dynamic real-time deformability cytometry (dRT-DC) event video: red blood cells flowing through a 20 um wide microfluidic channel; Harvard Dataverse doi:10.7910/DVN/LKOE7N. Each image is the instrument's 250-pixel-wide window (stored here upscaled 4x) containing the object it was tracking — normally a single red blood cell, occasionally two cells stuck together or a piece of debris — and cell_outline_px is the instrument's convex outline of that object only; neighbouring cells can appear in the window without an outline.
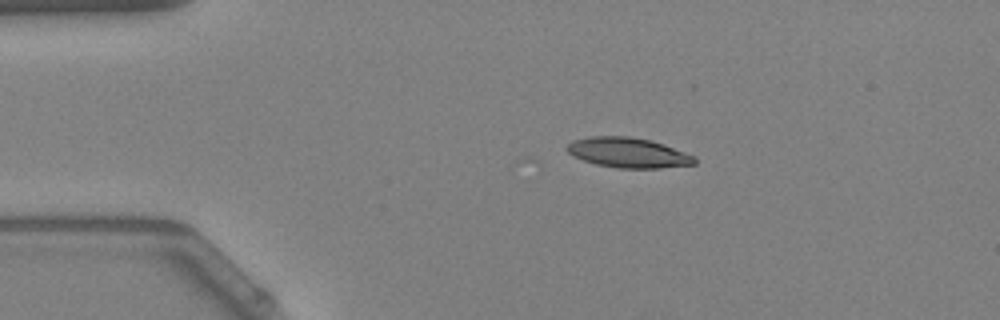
{"species": "Egyptian fruit bat (a non-hibernating species)", "species_latin": "Rousettus aegyptiacus", "temperature_condition": "warm", "stored_images_in_passage": 10, "camera_frame_rate_fps": 3000, "um_per_image_px": 0.085, "animal": {"sex": "female"}, "frame": {"image": 1, "passage_image": 1, "time_ms": 0.0, "image_size_px": [1000, 320], "cell_outline_px": [[696, 164], [660, 168], [616, 168], [596, 164], [572, 156], [564, 148], [572, 140], [588, 136], [628, 136], [652, 140], [664, 144], [696, 156]], "centroid_in_image_um": [53.39, 12.97], "position_along_channel_um": 31.6, "area_um2": 22.6}}
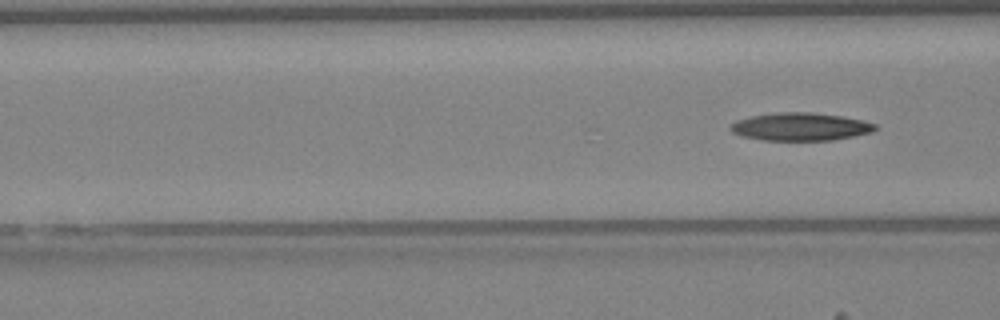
{"frame": {"image": 2, "passage_image": 10, "time_ms": 3.0, "image_size_px": [1000, 320], "cell_outline_px": [[880, 128], [872, 132], [832, 140], [760, 140], [744, 136], [732, 132], [728, 128], [736, 120], [752, 116], [776, 112], [812, 112], [840, 116], [860, 120], [876, 124]], "centroid_in_image_um": [68.03, 10.77], "position_along_channel_um": 98.6, "area_um2": 23.41}}